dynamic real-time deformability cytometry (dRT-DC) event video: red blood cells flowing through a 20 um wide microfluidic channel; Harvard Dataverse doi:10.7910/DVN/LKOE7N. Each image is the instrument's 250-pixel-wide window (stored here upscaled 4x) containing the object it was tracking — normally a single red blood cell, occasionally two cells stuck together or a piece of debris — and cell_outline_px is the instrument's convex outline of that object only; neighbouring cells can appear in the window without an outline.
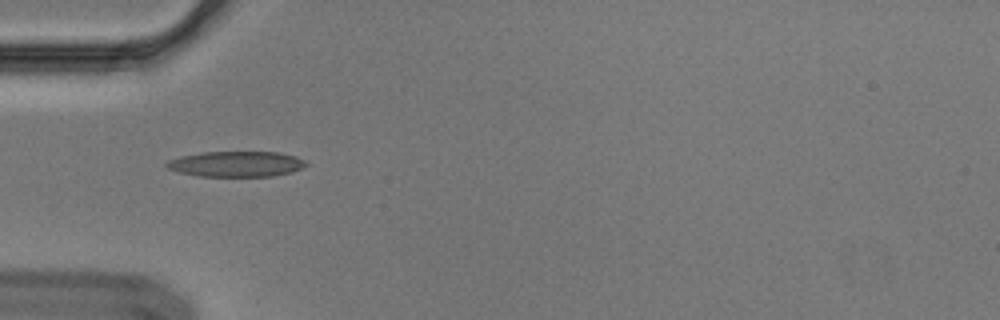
{"species": "Egyptian fruit bat (a non-hibernating species)", "species_latin": "Rousettus aegyptiacus", "temperature_condition": "cold", "stored_images_in_passage": 38, "camera_frame_rate_fps": 3000, "um_per_image_px": 0.085, "animal": {"sex": "male"}, "frame": {"image": 1, "passage_image": 1, "time_ms": 0.0, "image_size_px": [1000, 320], "cell_outline_px": [[308, 164], [292, 172], [272, 176], [200, 176], [180, 172], [168, 168], [164, 164], [168, 160], [180, 156], [204, 152], [280, 152], [296, 156], [304, 160]], "centroid_in_image_um": [20.09, 13.93], "position_along_channel_um": 64.9, "area_um2": 20.63}, "authors_computed_cell_mechanics": {"area_um2": 20.7502, "velocity_mm_per_s": 3.7004, "shape_relaxation_time_tau1_ms": null, "shape_relaxation_time_tau2_ms": 2.3918, "deformation_change_tau1": null, "deformation_change_tau2": 0.1115}}